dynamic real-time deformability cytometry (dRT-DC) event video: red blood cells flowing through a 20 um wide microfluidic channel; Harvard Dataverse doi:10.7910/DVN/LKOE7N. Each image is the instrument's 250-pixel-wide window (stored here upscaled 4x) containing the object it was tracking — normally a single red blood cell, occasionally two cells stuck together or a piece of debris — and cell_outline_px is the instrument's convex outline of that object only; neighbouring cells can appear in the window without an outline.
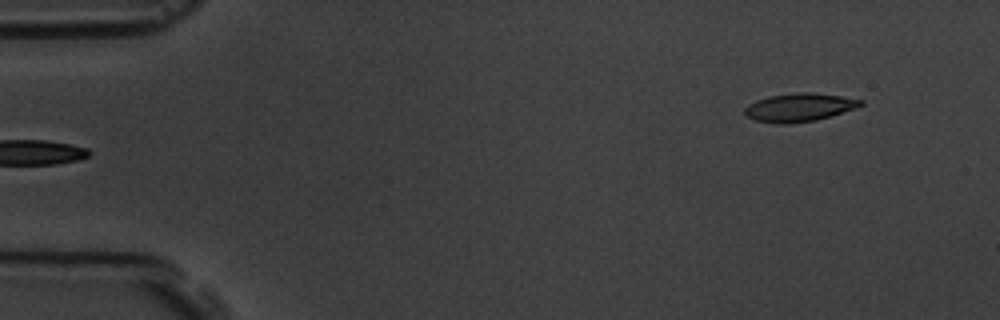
{"species": "common noctule bat (a hibernating species)", "species_latin": "Nyctalus noctula", "temperature_condition": "room temperature", "stored_images_in_passage": 4, "camera_frame_rate_fps": 3000, "um_per_image_px": 0.085, "animal": {"sex": "male", "body_mass_g": 19.5, "forearm_length_mm": 54.6}, "frame": {"image": 1, "passage_image": 4, "time_ms": 3.667, "image_size_px": [1000, 320], "cell_outline_px": [[864, 104], [856, 108], [832, 116], [816, 120], [788, 124], [776, 124], [756, 120], [744, 116], [744, 108], [748, 104], [756, 100], [768, 96], [800, 92], [812, 92], [840, 96], [864, 100]], "centroid_in_image_um": [67.93, 9.13], "position_along_channel_um": 17.1, "area_um2": 19.31}}